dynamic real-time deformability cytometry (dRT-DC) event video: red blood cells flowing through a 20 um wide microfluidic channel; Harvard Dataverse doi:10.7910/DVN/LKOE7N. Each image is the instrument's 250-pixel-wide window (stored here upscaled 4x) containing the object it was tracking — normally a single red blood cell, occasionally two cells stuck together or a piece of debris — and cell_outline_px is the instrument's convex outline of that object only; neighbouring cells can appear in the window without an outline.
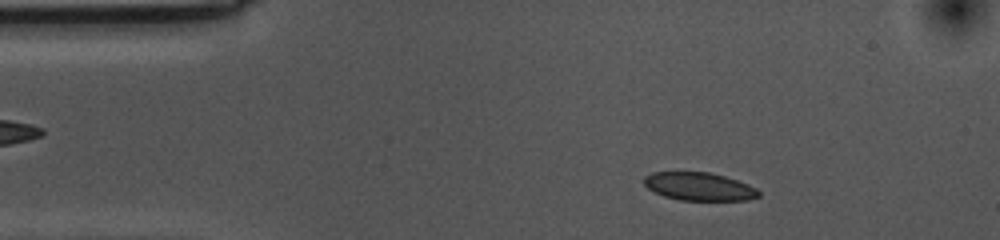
{"species": "common noctule bat (a hibernating species)", "species_latin": "Nyctalus noctula", "temperature_condition": "cold", "stored_images_in_passage": 44, "camera_frame_rate_fps": 3000, "um_per_image_px": 0.085, "animal": {"sex": "female", "body_mass_g": 10.0, "forearm_length_mm": 53.1}, "frame": {"image": 1, "passage_image": 6, "time_ms": 1.667, "image_size_px": [1000, 240], "cell_outline_px": [[760, 196], [748, 200], [680, 200], [664, 196], [648, 188], [644, 184], [644, 176], [652, 172], [712, 172], [748, 184], [756, 188], [760, 192]], "centroid_in_image_um": [59.43, 15.85], "position_along_channel_um": 25.6, "area_um2": 18.73}}
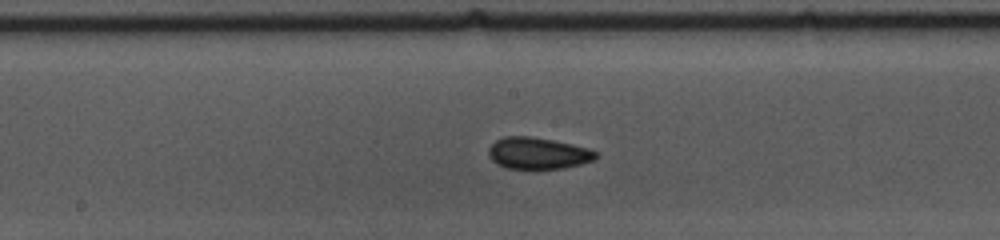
{"frame": {"image": 2, "passage_image": 25, "time_ms": 8.0, "image_size_px": [1000, 240], "cell_outline_px": [[600, 156], [596, 160], [564, 168], [508, 168], [496, 164], [492, 160], [488, 152], [488, 148], [496, 140], [504, 136], [532, 136], [552, 140], [588, 148], [596, 152]], "centroid_in_image_um": [45.74, 13.02], "position_along_channel_um": 202.5, "area_um2": 19.71}}
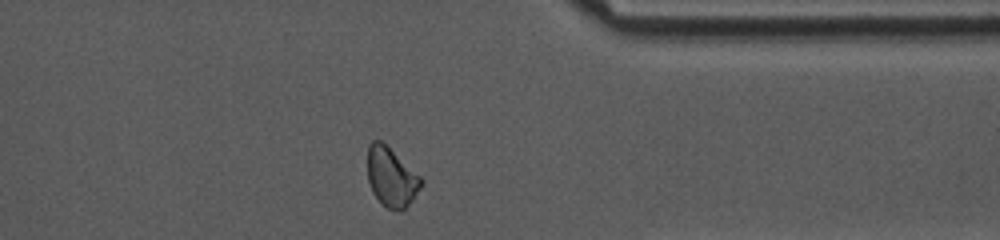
{"frame": {"image": 3, "passage_image": 41, "time_ms": 13.333, "image_size_px": [1000, 240], "cell_outline_px": [[424, 184], [412, 200], [400, 212], [388, 208], [372, 192], [368, 180], [368, 144], [372, 140], [380, 140], [420, 176], [424, 180]], "centroid_in_image_um": [33.27, 15.06], "position_along_channel_um": 378.1, "area_um2": 18.21}, "authors_computed_cell_mechanics": {"area_um2": 19.3341, "velocity_mm_per_s": 3.5252, "shape_relaxation_time_tau1_ms": 3.6421, "shape_relaxation_time_tau2_ms": 1.925, "deformation_change_tau1": 0.0848, "deformation_change_tau2": 0.0534}}